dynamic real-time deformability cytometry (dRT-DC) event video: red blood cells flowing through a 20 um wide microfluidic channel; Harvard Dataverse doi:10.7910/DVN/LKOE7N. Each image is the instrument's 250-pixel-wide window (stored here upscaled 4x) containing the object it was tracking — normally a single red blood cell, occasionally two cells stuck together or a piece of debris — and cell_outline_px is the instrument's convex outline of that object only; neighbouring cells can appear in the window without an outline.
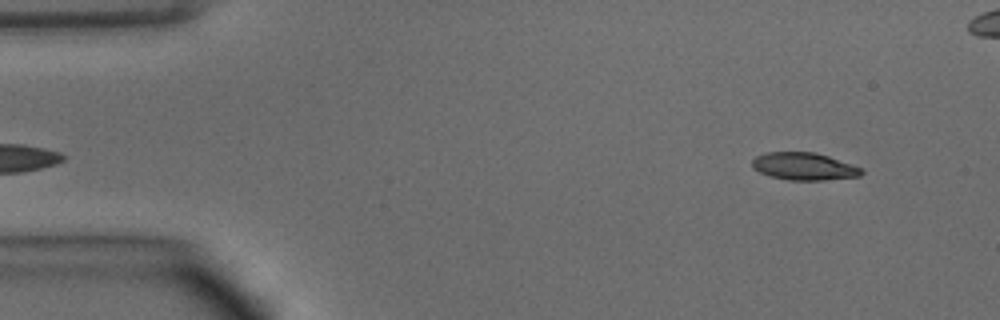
{"species": "common noctule bat (a hibernating species)", "species_latin": "Nyctalus noctula", "temperature_condition": "warm", "stored_images_in_passage": 47, "segment_of_instrument_passage": [1, 2], "camera_frame_rate_fps": 3000, "um_per_image_px": 0.085, "animal": {"sex": "male", "body_mass_g": 15.6}, "frame": {"image": 1, "passage_image": 2, "time_ms": 0.333, "image_size_px": [1000, 320], "cell_outline_px": [[864, 172], [860, 176], [824, 180], [788, 180], [772, 176], [760, 172], [752, 168], [752, 160], [756, 156], [768, 152], [816, 152], [864, 168]], "centroid_in_image_um": [68.37, 14.14], "position_along_channel_um": 16.6, "area_um2": 17.51}}
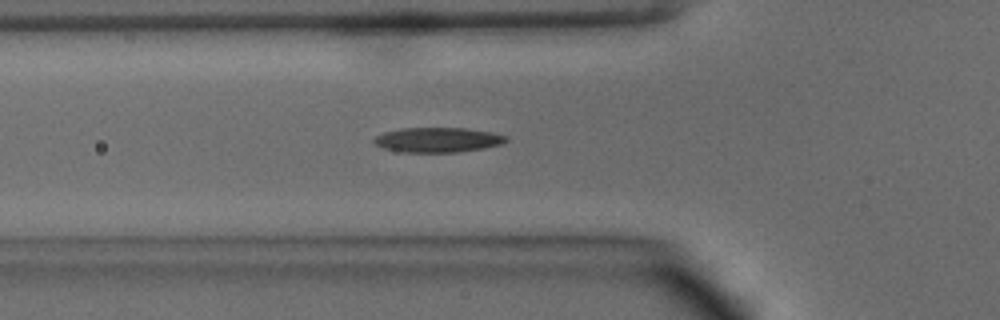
{"frame": {"image": 2, "passage_image": 14, "time_ms": 4.333, "image_size_px": [1000, 320], "cell_outline_px": [[508, 140], [500, 144], [484, 148], [456, 152], [404, 152], [384, 148], [376, 144], [372, 140], [376, 136], [384, 132], [400, 128], [464, 128], [492, 132], [508, 136]], "centroid_in_image_um": [37.22, 11.88], "position_along_channel_um": 88.6, "area_um2": 19.02}}
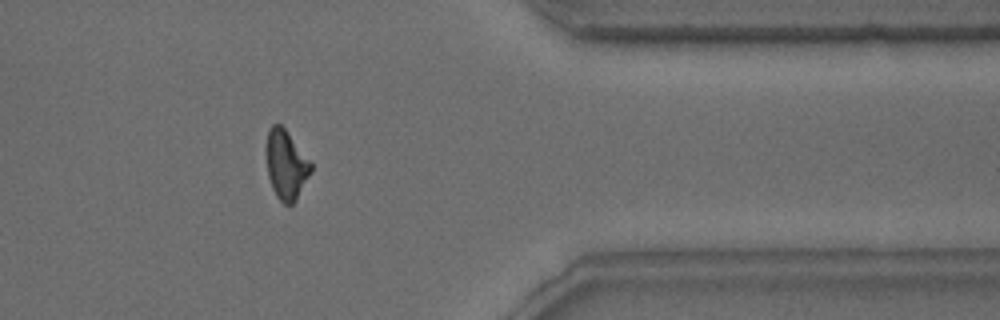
{"frame": {"image": 3, "passage_image": 37, "time_ms": 12.0, "image_size_px": [1000, 320], "cell_outline_px": [[312, 172], [296, 200], [292, 204], [284, 204], [276, 196], [272, 188], [268, 176], [264, 152], [264, 148], [268, 128], [272, 124], [280, 124], [284, 128], [312, 164]], "centroid_in_image_um": [24.27, 13.99], "position_along_channel_um": 387.1, "area_um2": 18.26}}